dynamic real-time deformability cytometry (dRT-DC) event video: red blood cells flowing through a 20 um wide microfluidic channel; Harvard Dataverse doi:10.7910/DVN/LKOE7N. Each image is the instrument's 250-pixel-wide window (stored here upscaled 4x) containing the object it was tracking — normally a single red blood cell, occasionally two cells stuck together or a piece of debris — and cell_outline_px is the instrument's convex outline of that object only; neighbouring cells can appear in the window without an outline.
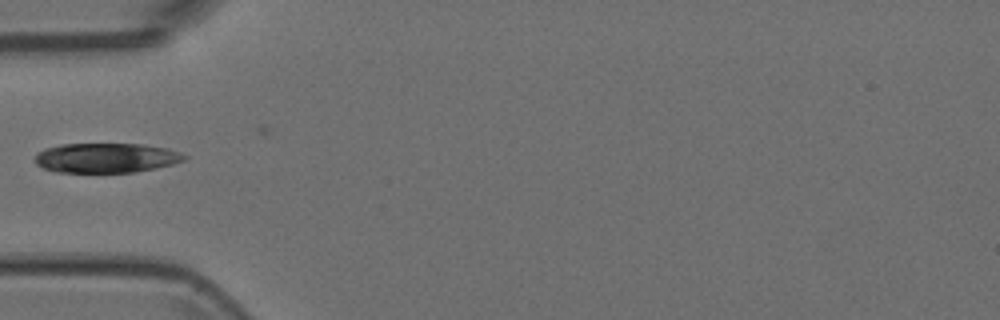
{"species": "Egyptian fruit bat (a non-hibernating species)", "species_latin": "Rousettus aegyptiacus", "temperature_condition": "room temperature", "stored_images_in_passage": 6, "camera_frame_rate_fps": 3000, "um_per_image_px": 0.085, "animal": {"sex": "female"}, "frame": {"image": 1, "passage_image": 4, "time_ms": 1.0, "image_size_px": [1000, 320], "cell_outline_px": [[188, 156], [184, 160], [172, 164], [156, 168], [136, 172], [56, 172], [44, 168], [36, 164], [36, 152], [44, 148], [60, 144], [144, 144], [168, 148], [180, 152]], "centroid_in_image_um": [9.03, 13.41], "position_along_channel_um": 76.0, "area_um2": 25.95}}
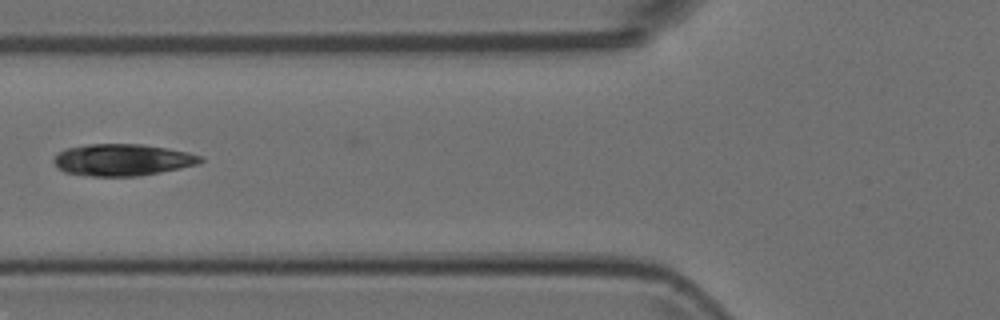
{"frame": {"image": 2, "passage_image": 5, "time_ms": 1.333, "image_size_px": [1000, 320], "cell_outline_px": [[204, 160], [200, 164], [140, 176], [92, 176], [64, 172], [52, 160], [60, 152], [68, 148], [88, 144], [140, 144], [188, 152], [204, 156]], "centroid_in_image_um": [10.46, 13.59], "position_along_channel_um": 115.3, "area_um2": 26.99}}
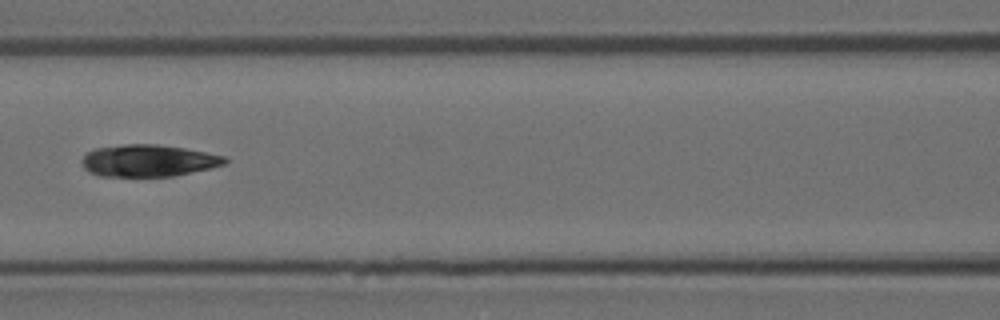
{"frame": {"image": 3, "passage_image": 6, "time_ms": 1.667, "image_size_px": [1000, 320], "cell_outline_px": [[228, 160], [224, 164], [208, 168], [172, 176], [100, 176], [88, 172], [84, 168], [80, 160], [88, 152], [96, 148], [124, 144], [160, 144], [184, 148], [224, 156]], "centroid_in_image_um": [12.55, 13.65], "position_along_channel_um": 154.0, "area_um2": 26.41}}